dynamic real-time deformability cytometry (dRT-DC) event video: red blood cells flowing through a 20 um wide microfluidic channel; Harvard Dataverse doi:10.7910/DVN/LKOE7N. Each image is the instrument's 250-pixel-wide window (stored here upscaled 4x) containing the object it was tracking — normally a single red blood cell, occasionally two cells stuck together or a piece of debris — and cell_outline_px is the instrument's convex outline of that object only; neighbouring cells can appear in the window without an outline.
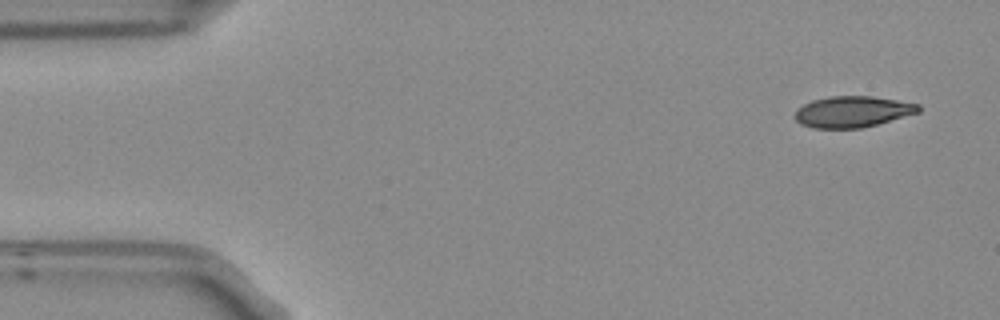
{"species": "Egyptian fruit bat (a non-hibernating species)", "species_latin": "Rousettus aegyptiacus", "temperature_condition": "room temperature", "stored_images_in_passage": 4, "camera_frame_rate_fps": 3000, "um_per_image_px": 0.085, "frame": {"image": 1, "passage_image": 1, "time_ms": 0.0, "image_size_px": [1000, 320], "cell_outline_px": [[920, 112], [876, 124], [860, 128], [816, 128], [800, 124], [796, 120], [796, 112], [804, 104], [812, 100], [832, 96], [872, 96], [920, 104]], "centroid_in_image_um": [72.49, 9.49], "position_along_channel_um": 12.5, "area_um2": 22.14}}
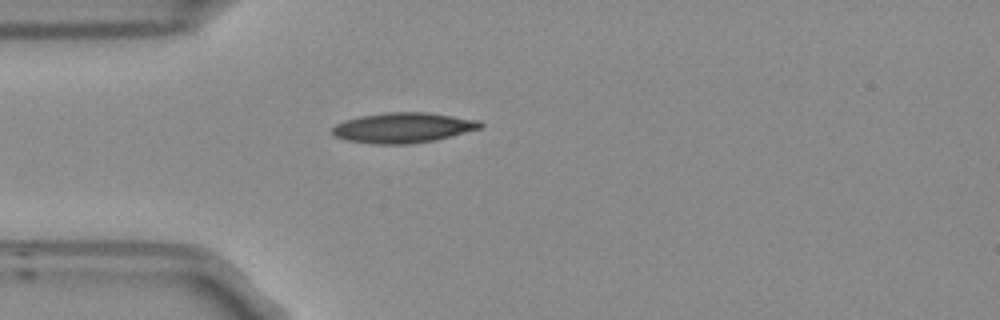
{"frame": {"image": 2, "passage_image": 4, "time_ms": 1.0, "image_size_px": [1000, 320], "cell_outline_px": [[484, 124], [480, 128], [432, 140], [408, 144], [372, 144], [348, 140], [336, 136], [332, 132], [332, 128], [336, 124], [344, 120], [360, 116], [384, 112], [428, 112], [480, 120]], "centroid_in_image_um": [34.24, 10.84], "position_along_channel_um": 50.8, "area_um2": 25.84}}